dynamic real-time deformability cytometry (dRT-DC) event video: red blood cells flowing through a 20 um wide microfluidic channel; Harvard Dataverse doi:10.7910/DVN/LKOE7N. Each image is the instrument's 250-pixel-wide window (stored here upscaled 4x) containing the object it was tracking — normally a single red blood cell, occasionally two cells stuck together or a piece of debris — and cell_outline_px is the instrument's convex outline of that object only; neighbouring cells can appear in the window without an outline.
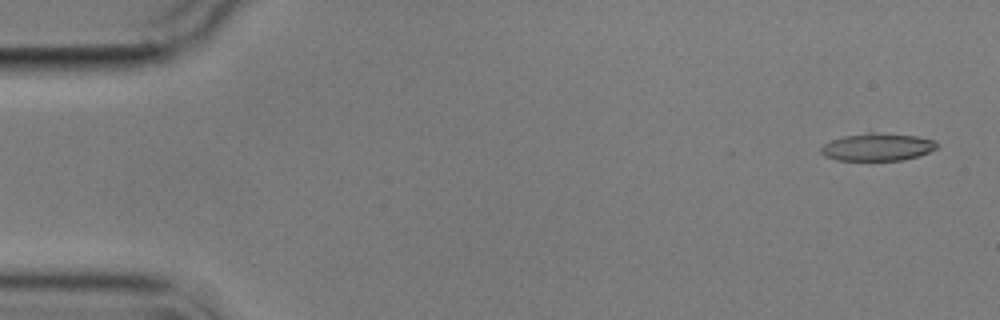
{"species": "common noctule bat (a hibernating species)", "species_latin": "Nyctalus noctula", "temperature_condition": "cold", "stored_images_in_passage": 4, "camera_frame_rate_fps": 3000, "um_per_image_px": 0.085, "animal": {"sex": "male", "body_mass_g": 17.9}, "frame": {"image": 1, "passage_image": 1, "time_ms": 0.0, "image_size_px": [1000, 320], "cell_outline_px": [[936, 148], [920, 156], [900, 160], [836, 160], [824, 156], [820, 152], [820, 148], [824, 144], [832, 140], [844, 136], [868, 132], [876, 132], [916, 136], [936, 140]], "centroid_in_image_um": [74.57, 12.49], "position_along_channel_um": 10.4, "area_um2": 18.61}}
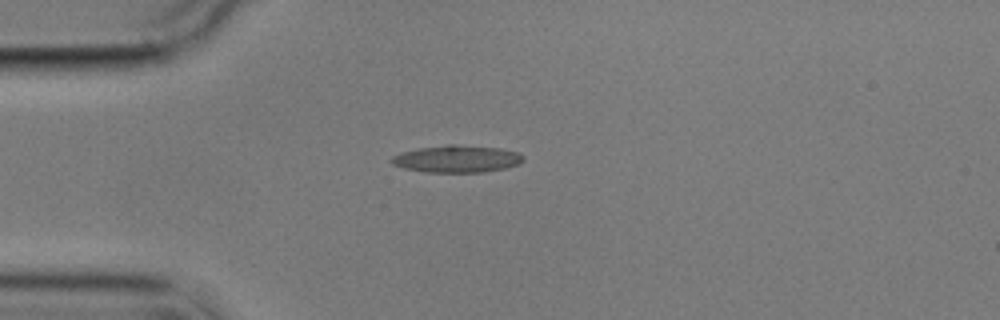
{"frame": {"image": 2, "passage_image": 4, "time_ms": 4.0, "image_size_px": [1000, 320], "cell_outline_px": [[524, 160], [520, 164], [504, 168], [484, 172], [424, 172], [404, 168], [392, 164], [388, 160], [392, 156], [400, 152], [420, 148], [448, 144], [456, 144], [500, 148], [520, 152], [524, 156]], "centroid_in_image_um": [38.84, 13.5], "position_along_channel_um": 46.2, "area_um2": 21.1}}